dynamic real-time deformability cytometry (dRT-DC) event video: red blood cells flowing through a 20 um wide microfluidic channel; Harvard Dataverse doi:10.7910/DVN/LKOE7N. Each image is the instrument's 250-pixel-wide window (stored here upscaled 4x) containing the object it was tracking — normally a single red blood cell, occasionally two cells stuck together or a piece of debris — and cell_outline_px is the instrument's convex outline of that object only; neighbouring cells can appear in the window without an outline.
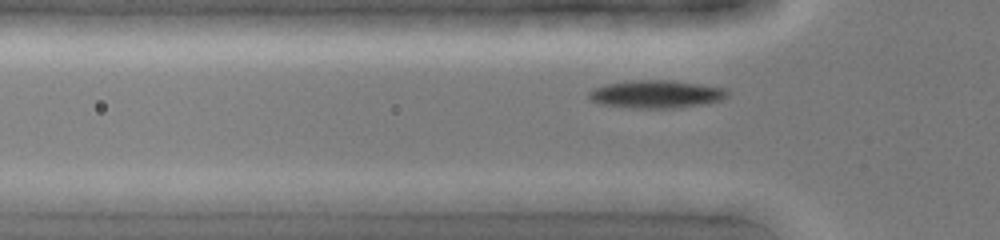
{"species": "common noctule bat (a hibernating species)", "species_latin": "Nyctalus noctula", "temperature_condition": "cold", "stored_images_in_passage": 4, "camera_frame_rate_fps": 3000, "um_per_image_px": 0.085, "animal": {"sex": "female", "body_mass_g": 19.0, "forearm_length_mm": 51.5}, "frame": {"image": 1, "passage_image": 4, "time_ms": 1.0, "image_size_px": [1000, 240], "cell_outline_px": [[728, 96], [720, 100], [708, 104], [680, 108], [628, 108], [600, 104], [592, 100], [588, 96], [588, 92], [592, 88], [608, 84], [632, 80], [672, 80], [700, 84], [724, 88], [728, 92]], "centroid_in_image_um": [55.79, 8.01], "position_along_channel_um": 70.0, "area_um2": 22.72}}